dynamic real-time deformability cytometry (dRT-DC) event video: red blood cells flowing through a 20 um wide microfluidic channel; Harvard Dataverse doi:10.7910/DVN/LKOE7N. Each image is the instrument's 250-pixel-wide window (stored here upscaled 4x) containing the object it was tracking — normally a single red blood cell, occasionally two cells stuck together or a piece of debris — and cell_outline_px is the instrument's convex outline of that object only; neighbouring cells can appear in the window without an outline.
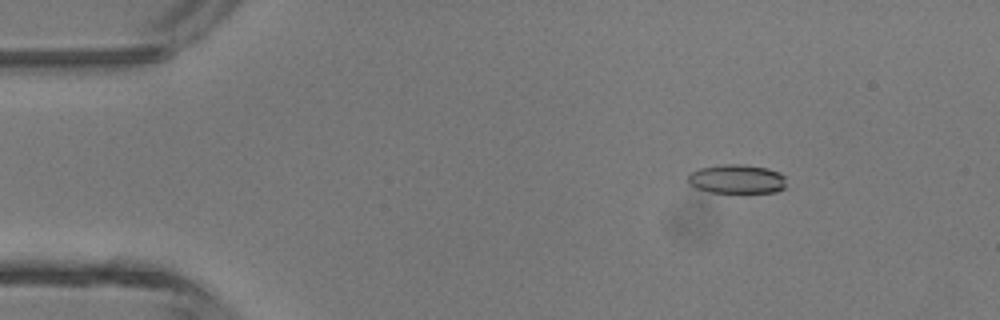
{"species": "common noctule bat (a hibernating species)", "species_latin": "Nyctalus noctula", "temperature_condition": "room temperature", "stored_images_in_passage": 44, "camera_frame_rate_fps": 3000, "um_per_image_px": 0.085, "animal": {"sex": "male", "body_mass_g": 13.3}, "frame": {"image": 1, "passage_image": 5, "time_ms": 1.333, "image_size_px": [1000, 320], "cell_outline_px": [[784, 188], [776, 192], [712, 192], [696, 188], [688, 184], [688, 172], [700, 168], [724, 164], [740, 164], [768, 168], [780, 172], [784, 176]], "centroid_in_image_um": [62.6, 15.21], "position_along_channel_um": 22.4, "area_um2": 16.65}}
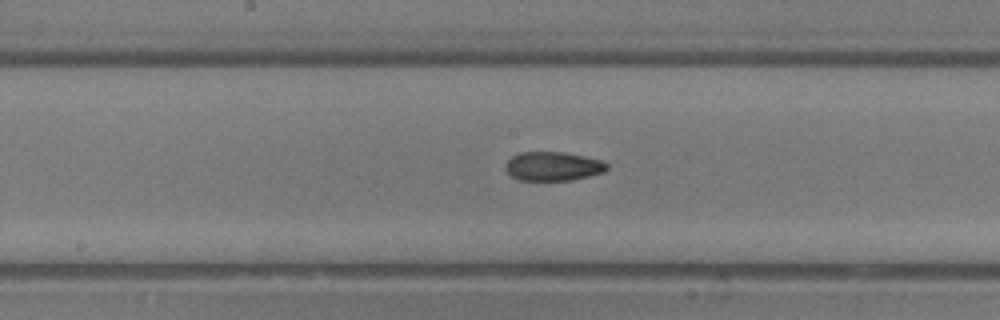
{"frame": {"image": 2, "passage_image": 22, "time_ms": 7.0, "image_size_px": [1000, 320], "cell_outline_px": [[608, 168], [604, 172], [572, 180], [520, 180], [512, 176], [504, 168], [504, 164], [512, 156], [520, 152], [564, 152], [584, 156], [600, 160], [608, 164]], "centroid_in_image_um": [46.99, 14.13], "position_along_channel_um": 201.2, "area_um2": 17.11}}
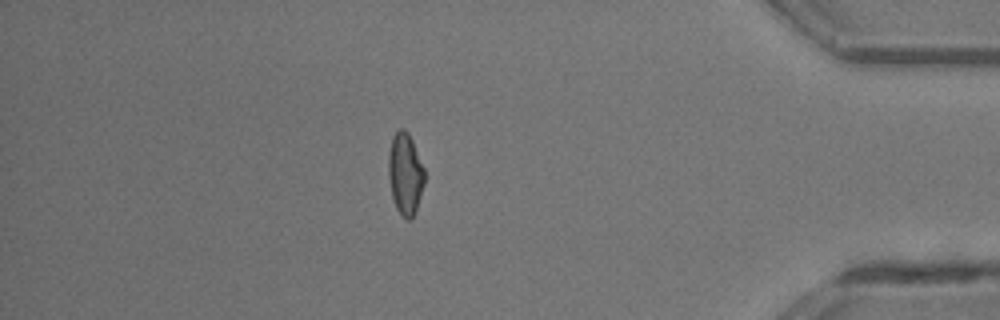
{"frame": {"image": 3, "passage_image": 38, "time_ms": 12.333, "image_size_px": [1000, 320], "cell_outline_px": [[424, 184], [416, 208], [412, 216], [408, 220], [396, 208], [392, 196], [388, 176], [388, 156], [392, 136], [400, 128], [404, 128], [408, 132], [412, 140], [424, 168]], "centroid_in_image_um": [34.43, 14.72], "position_along_channel_um": 400.8, "area_um2": 16.94}, "authors_computed_cell_mechanics": {"area_um2": 17.1955, "velocity_mm_per_s": 4.5265, "shape_relaxation_time_tau1_ms": null, "shape_relaxation_time_tau2_ms": 2.8545, "deformation_change_tau1": null, "deformation_change_tau2": 0.0929}}